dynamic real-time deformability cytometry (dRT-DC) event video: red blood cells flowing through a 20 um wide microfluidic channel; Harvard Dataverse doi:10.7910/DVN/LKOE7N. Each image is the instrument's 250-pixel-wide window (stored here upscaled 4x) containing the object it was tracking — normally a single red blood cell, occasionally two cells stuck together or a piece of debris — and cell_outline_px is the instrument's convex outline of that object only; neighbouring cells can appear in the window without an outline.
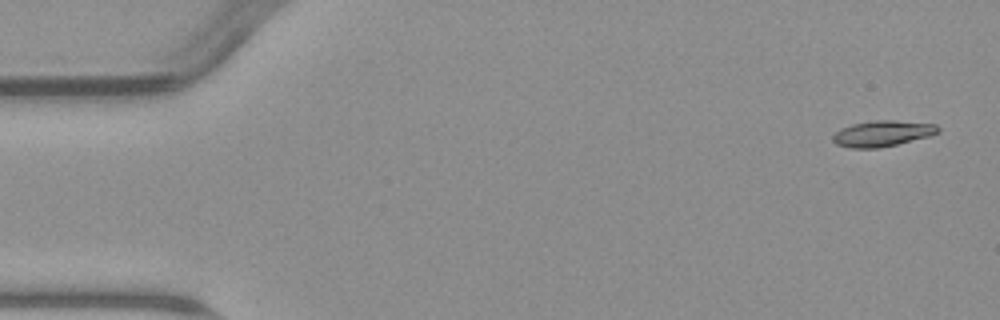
{"species": "common noctule bat (a hibernating species)", "species_latin": "Nyctalus noctula", "temperature_condition": "warm", "stored_images_in_passage": 5, "camera_frame_rate_fps": 3000, "um_per_image_px": 0.085, "animal": {"sex": "male", "body_mass_g": 23.1, "forearm_length_mm": 52.7}, "frame": {"image": 1, "passage_image": 1, "time_ms": 0.0, "image_size_px": [1000, 320], "cell_outline_px": [[940, 132], [928, 136], [880, 148], [852, 148], [836, 144], [832, 140], [832, 136], [840, 128], [852, 124], [872, 120], [892, 120], [936, 124], [940, 128]], "centroid_in_image_um": [74.98, 11.34], "position_along_channel_um": 10.0, "area_um2": 15.84}}
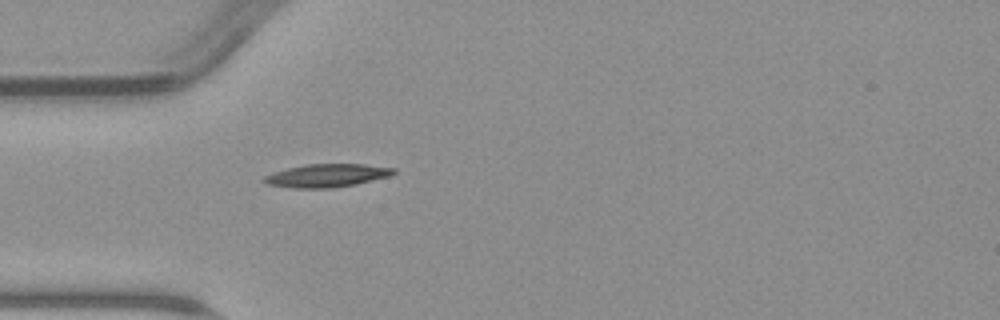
{"frame": {"image": 2, "passage_image": 5, "time_ms": 4.667, "image_size_px": [1000, 320], "cell_outline_px": [[396, 172], [392, 176], [356, 184], [332, 188], [296, 188], [268, 184], [260, 180], [264, 176], [288, 168], [304, 164], [364, 164], [396, 168]], "centroid_in_image_um": [27.83, 14.92], "position_along_channel_um": 57.2, "area_um2": 17.51}}